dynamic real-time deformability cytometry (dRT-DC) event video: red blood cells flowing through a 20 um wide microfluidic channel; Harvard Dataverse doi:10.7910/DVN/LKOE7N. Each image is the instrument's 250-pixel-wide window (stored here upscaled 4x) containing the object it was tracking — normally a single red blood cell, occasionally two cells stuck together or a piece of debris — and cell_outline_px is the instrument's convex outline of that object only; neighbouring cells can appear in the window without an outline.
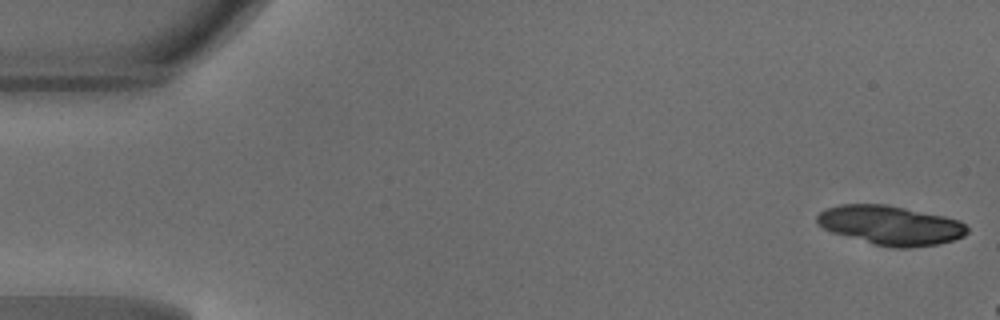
{"species": "common noctule bat (a hibernating species)", "species_latin": "Nyctalus noctula", "temperature_condition": "warm", "stored_images_in_passage": 9, "camera_frame_rate_fps": 3000, "um_per_image_px": 0.085, "animal": {"sex": "male", "body_mass_g": 18.8}, "frame": {"image": 1, "passage_image": 1, "time_ms": 0.0, "image_size_px": [1000, 320], "cell_outline_px": [[968, 232], [964, 236], [952, 240], [936, 244], [908, 248], [892, 248], [876, 244], [832, 232], [816, 224], [816, 216], [824, 208], [840, 204], [888, 204], [944, 216], [960, 220], [968, 228]], "centroid_in_image_um": [75.68, 19.13], "position_along_channel_um": 9.3, "area_um2": 34.33}}